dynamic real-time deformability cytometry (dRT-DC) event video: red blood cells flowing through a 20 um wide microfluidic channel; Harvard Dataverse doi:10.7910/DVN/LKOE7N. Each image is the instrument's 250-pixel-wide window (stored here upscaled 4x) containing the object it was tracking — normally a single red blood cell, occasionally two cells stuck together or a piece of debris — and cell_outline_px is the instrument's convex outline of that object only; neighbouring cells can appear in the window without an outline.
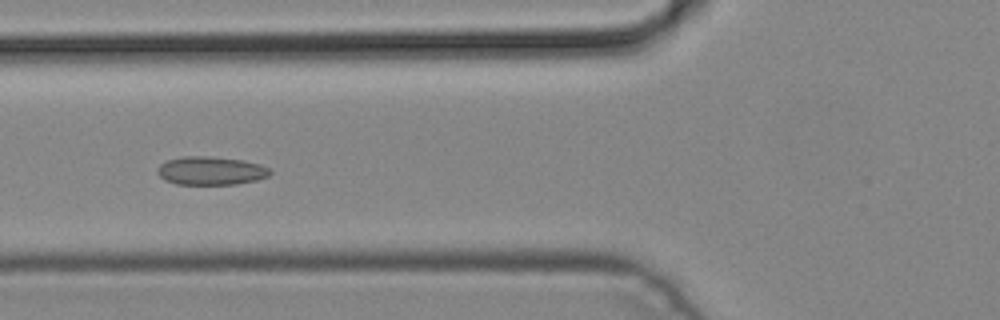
{"species": "common noctule bat (a hibernating species)", "species_latin": "Nyctalus noctula", "temperature_condition": "cold", "stored_images_in_passage": 3, "camera_frame_rate_fps": 3000, "um_per_image_px": 0.085, "animal": {"sex": "male", "body_mass_g": 19.2, "forearm_length_mm": 51.8}, "frame": {"image": 1, "passage_image": 3, "time_ms": 0.667, "image_size_px": [1000, 320], "cell_outline_px": [[272, 172], [268, 176], [256, 180], [236, 184], [176, 184], [164, 180], [156, 172], [156, 168], [160, 164], [168, 160], [184, 156], [208, 156], [244, 160], [260, 164], [268, 168]], "centroid_in_image_um": [17.9, 14.51], "position_along_channel_um": 107.9, "area_um2": 18.67}}